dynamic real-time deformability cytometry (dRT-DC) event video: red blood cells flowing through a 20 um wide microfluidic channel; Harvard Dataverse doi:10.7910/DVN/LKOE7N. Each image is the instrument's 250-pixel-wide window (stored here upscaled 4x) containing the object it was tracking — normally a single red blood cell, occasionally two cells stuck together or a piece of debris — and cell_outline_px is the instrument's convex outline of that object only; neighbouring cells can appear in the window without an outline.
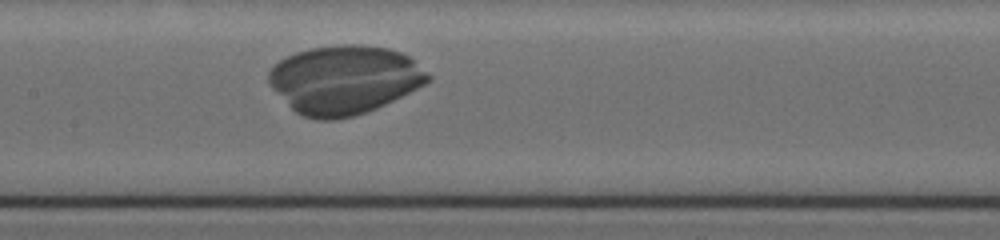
{"species": "human", "species_latin": "Homo sapiens", "temperature_condition": "cold", "stored_images_in_passage": 5, "camera_frame_rate_fps": 3000, "um_per_image_px": 0.085, "donor": {"sex": "female"}, "frame": {"image": 1, "passage_image": 5, "time_ms": 4.0, "image_size_px": [1000, 240], "cell_outline_px": [[432, 80], [376, 108], [352, 116], [336, 120], [316, 120], [304, 116], [296, 112], [272, 88], [268, 80], [268, 72], [280, 60], [296, 52], [312, 48], [344, 44], [356, 44], [388, 48], [400, 52], [408, 56], [432, 76]], "centroid_in_image_um": [29.26, 6.77], "position_along_channel_um": 178.1, "area_um2": 63.06}}